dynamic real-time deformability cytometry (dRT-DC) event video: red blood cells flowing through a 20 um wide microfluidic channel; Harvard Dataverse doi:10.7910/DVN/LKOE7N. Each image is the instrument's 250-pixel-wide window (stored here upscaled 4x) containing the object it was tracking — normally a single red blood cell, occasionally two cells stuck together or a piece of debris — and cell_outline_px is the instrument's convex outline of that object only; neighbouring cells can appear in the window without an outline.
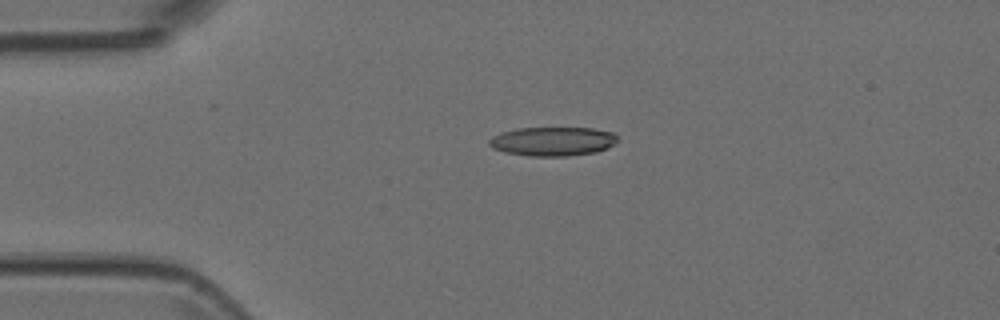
{"species": "Egyptian fruit bat (a non-hibernating species)", "species_latin": "Rousettus aegyptiacus", "temperature_condition": "room temperature", "stored_images_in_passage": 3, "camera_frame_rate_fps": 3000, "um_per_image_px": 0.085, "animal": {"sex": "female"}, "frame": {"image": 1, "passage_image": 2, "time_ms": 0.333, "image_size_px": [1000, 320], "cell_outline_px": [[616, 140], [608, 148], [596, 152], [568, 156], [528, 156], [504, 152], [492, 148], [488, 144], [488, 140], [492, 136], [500, 132], [516, 128], [592, 128], [616, 132]], "centroid_in_image_um": [46.95, 12.01], "position_along_channel_um": 38.1, "area_um2": 21.91}}